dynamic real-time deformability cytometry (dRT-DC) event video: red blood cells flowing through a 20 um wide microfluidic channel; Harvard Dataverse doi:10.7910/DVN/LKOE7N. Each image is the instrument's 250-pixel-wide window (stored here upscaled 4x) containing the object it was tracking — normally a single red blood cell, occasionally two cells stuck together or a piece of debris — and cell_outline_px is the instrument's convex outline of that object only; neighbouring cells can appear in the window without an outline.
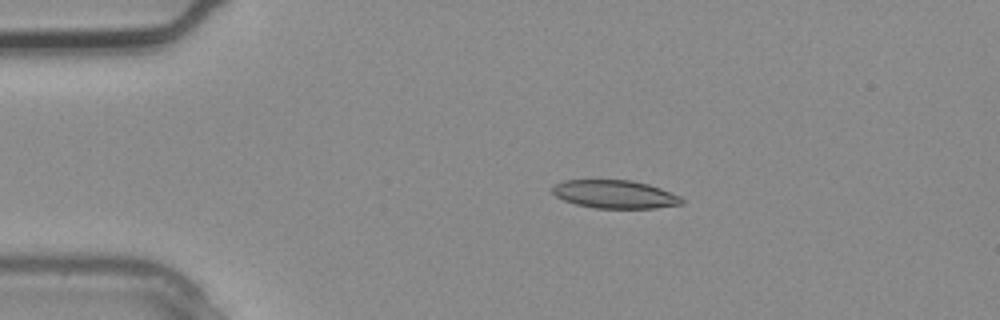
{"species": "common noctule bat (a hibernating species)", "species_latin": "Nyctalus noctula", "temperature_condition": "warm", "stored_images_in_passage": 4, "camera_frame_rate_fps": 3000, "um_per_image_px": 0.085, "animal": {"sex": "male", "body_mass_g": 20.4}, "frame": {"image": 1, "passage_image": 3, "time_ms": 0.667, "image_size_px": [1000, 320], "cell_outline_px": [[684, 204], [656, 208], [596, 208], [576, 204], [564, 200], [556, 196], [552, 192], [552, 188], [556, 184], [564, 180], [632, 180], [648, 184], [660, 188], [680, 196], [684, 200]], "centroid_in_image_um": [52.29, 16.51], "position_along_channel_um": 32.7, "area_um2": 21.21}}